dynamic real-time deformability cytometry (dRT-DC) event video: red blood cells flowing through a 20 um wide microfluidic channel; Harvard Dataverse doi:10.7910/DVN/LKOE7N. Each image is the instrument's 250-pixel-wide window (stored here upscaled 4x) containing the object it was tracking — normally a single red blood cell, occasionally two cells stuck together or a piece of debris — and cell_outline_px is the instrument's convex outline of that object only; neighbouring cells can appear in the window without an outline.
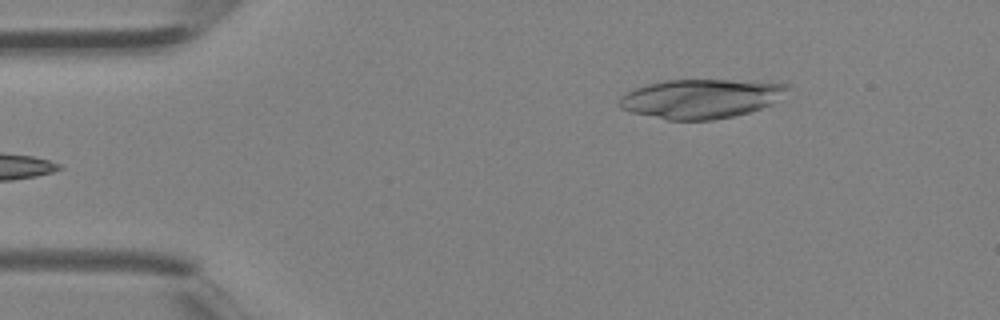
{"species": "Egyptian fruit bat (a non-hibernating species)", "species_latin": "Rousettus aegyptiacus", "temperature_condition": "room temperature", "stored_images_in_passage": 3, "camera_frame_rate_fps": 3000, "um_per_image_px": 0.085, "animal": {"sex": "female"}, "frame": {"image": 1, "passage_image": 3, "time_ms": 0.667, "image_size_px": [1000, 320], "cell_outline_px": [[792, 88], [772, 104], [748, 112], [732, 116], [712, 120], [668, 120], [632, 112], [620, 108], [620, 96], [636, 88], [648, 84], [664, 80], [788, 80]], "centroid_in_image_um": [59.72, 8.35], "position_along_channel_um": 25.3, "area_um2": 39.02}}